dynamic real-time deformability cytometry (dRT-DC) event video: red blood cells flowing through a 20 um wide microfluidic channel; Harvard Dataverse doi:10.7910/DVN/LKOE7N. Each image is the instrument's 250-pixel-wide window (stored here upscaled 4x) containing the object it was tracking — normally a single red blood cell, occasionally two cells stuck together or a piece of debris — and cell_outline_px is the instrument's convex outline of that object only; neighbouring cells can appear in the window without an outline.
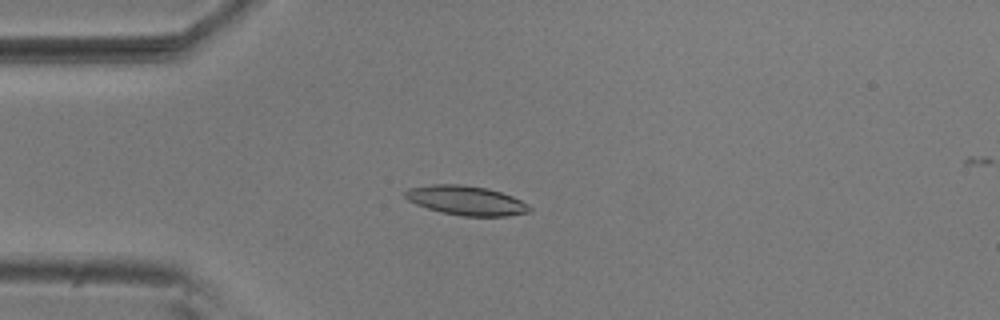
{"species": "common noctule bat (a hibernating species)", "species_latin": "Nyctalus noctula", "temperature_condition": "room temperature", "stored_images_in_passage": 5, "camera_frame_rate_fps": 3000, "um_per_image_px": 0.085, "animal": {"sex": "male", "body_mass_g": 20.5, "forearm_length_mm": 52.5}, "frame": {"image": 1, "passage_image": 3, "time_ms": 0.667, "image_size_px": [1000, 320], "cell_outline_px": [[532, 212], [508, 216], [464, 216], [440, 212], [416, 204], [408, 200], [404, 196], [404, 192], [408, 188], [432, 184], [460, 184], [488, 188], [512, 196], [528, 204], [532, 208]], "centroid_in_image_um": [39.64, 17.04], "position_along_channel_um": 45.4, "area_um2": 21.39}}
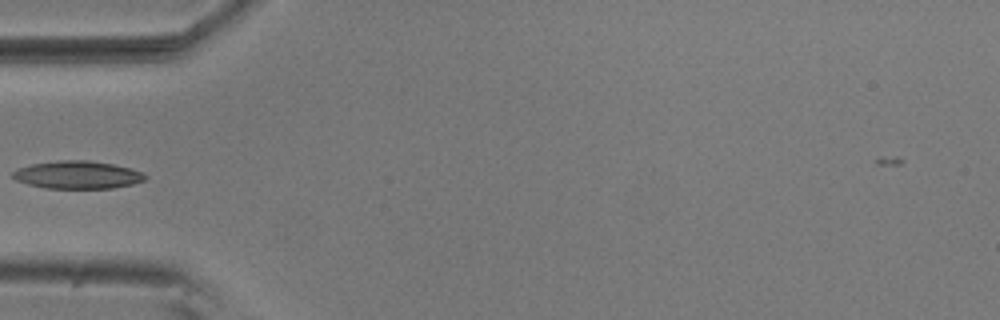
{"frame": {"image": 2, "passage_image": 4, "time_ms": 1.0, "image_size_px": [1000, 320], "cell_outline_px": [[148, 176], [144, 180], [132, 184], [112, 188], [44, 188], [28, 184], [16, 180], [12, 176], [12, 172], [16, 168], [32, 164], [56, 160], [88, 160], [112, 164], [132, 168], [144, 172]], "centroid_in_image_um": [6.59, 14.85], "position_along_channel_um": 78.4, "area_um2": 21.56}}
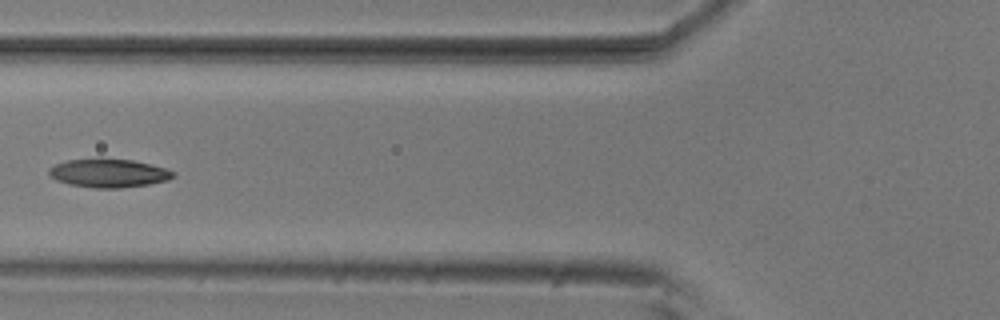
{"frame": {"image": 3, "passage_image": 5, "time_ms": 1.333, "image_size_px": [1000, 320], "cell_outline_px": [[176, 176], [168, 180], [148, 184], [120, 188], [96, 188], [68, 184], [56, 180], [48, 172], [48, 168], [56, 164], [68, 160], [100, 156], [132, 160], [164, 168], [176, 172]], "centroid_in_image_um": [9.22, 14.69], "position_along_channel_um": 116.6, "area_um2": 21.04}}